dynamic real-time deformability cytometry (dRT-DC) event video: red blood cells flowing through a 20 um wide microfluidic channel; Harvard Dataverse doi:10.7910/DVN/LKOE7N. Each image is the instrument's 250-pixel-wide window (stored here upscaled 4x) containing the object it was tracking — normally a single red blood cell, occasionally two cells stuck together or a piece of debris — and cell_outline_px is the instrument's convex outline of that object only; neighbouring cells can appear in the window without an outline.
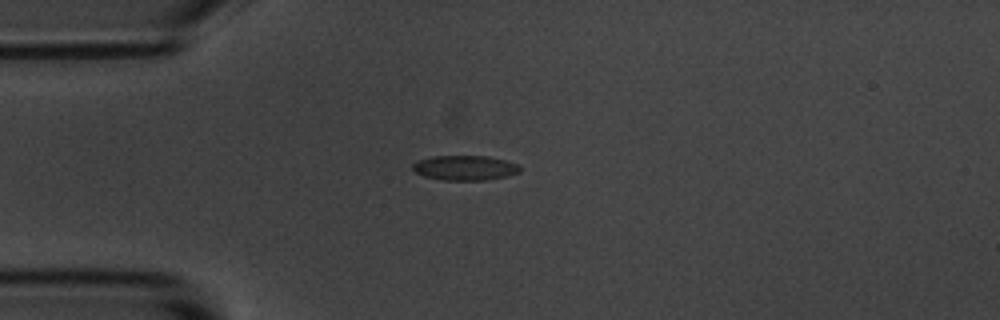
{"species": "common noctule bat (a hibernating species)", "species_latin": "Nyctalus noctula", "temperature_condition": "room temperature", "stored_images_in_passage": 42, "camera_frame_rate_fps": 3000, "um_per_image_px": 0.085, "animal": {"sex": "male", "body_mass_g": 20.1, "forearm_length_mm": 53.5}, "frame": {"image": 1, "passage_image": 1, "time_ms": 0.0, "image_size_px": [1000, 320], "cell_outline_px": [[520, 172], [508, 176], [488, 180], [444, 180], [424, 176], [416, 172], [412, 168], [412, 164], [416, 160], [432, 156], [488, 156], [504, 160], [516, 164], [520, 168]], "centroid_in_image_um": [39.5, 14.26], "position_along_channel_um": 45.5, "area_um2": 15.55}}
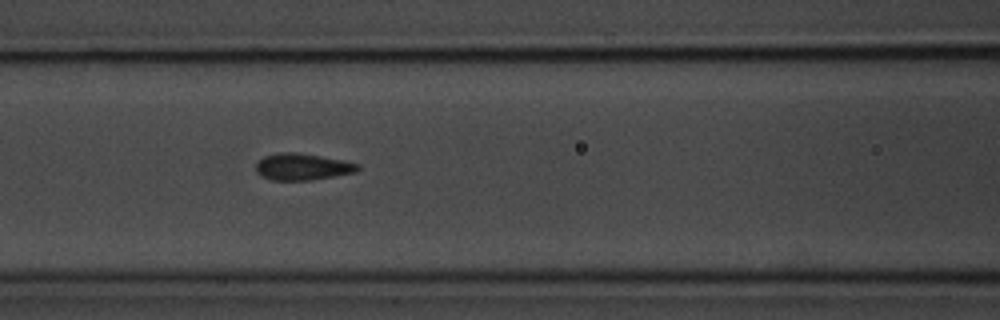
{"frame": {"image": 2, "passage_image": 10, "time_ms": 3.0, "image_size_px": [1000, 320], "cell_outline_px": [[360, 168], [356, 172], [312, 180], [272, 180], [256, 172], [256, 164], [264, 156], [276, 152], [296, 152], [320, 156], [360, 164]], "centroid_in_image_um": [25.7, 14.17], "position_along_channel_um": 140.9, "area_um2": 15.72}}
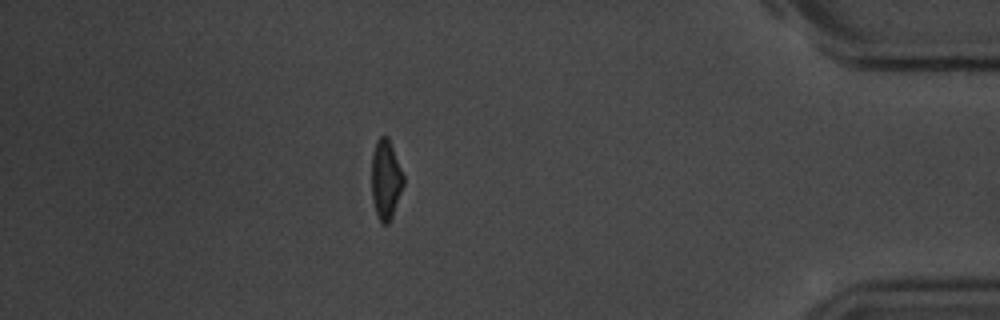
{"frame": {"image": 3, "passage_image": 35, "time_ms": 11.333, "image_size_px": [1000, 320], "cell_outline_px": [[404, 184], [392, 216], [388, 224], [380, 224], [372, 200], [372, 152], [376, 140], [380, 136], [388, 136], [404, 176]], "centroid_in_image_um": [32.78, 15.25], "position_along_channel_um": 402.4, "area_um2": 14.8}, "authors_computed_cell_mechanics": {"area_um2": 15.4615, "velocity_mm_per_s": 3.671, "shape_relaxation_time_tau1_ms": 3.4398, "shape_relaxation_time_tau2_ms": 0.7398, "deformation_change_tau1": 0.1037, "deformation_change_tau2": 0.0527}}